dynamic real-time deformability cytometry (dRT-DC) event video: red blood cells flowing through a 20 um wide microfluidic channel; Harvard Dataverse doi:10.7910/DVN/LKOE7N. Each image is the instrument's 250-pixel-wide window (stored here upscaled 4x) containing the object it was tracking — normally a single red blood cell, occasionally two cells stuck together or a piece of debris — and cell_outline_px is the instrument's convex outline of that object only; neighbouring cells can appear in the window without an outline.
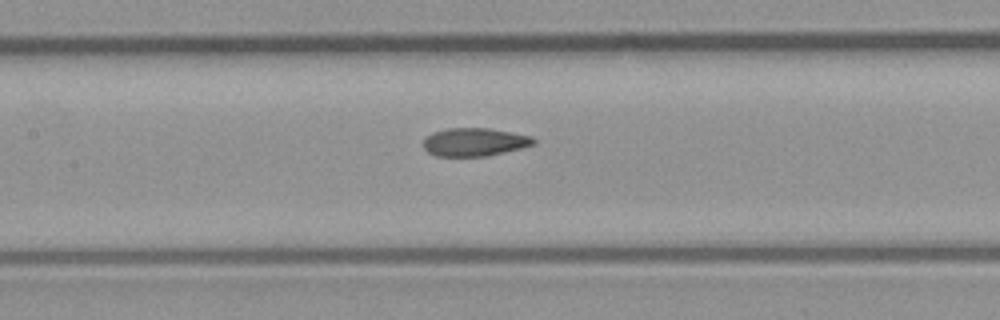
{"species": "common noctule bat (a hibernating species)", "species_latin": "Nyctalus noctula", "temperature_condition": "room temperature", "stored_images_in_passage": 9, "camera_frame_rate_fps": 3000, "um_per_image_px": 0.085, "animal": {"sex": "male", "body_mass_g": 23.1, "forearm_length_mm": 52.7}, "frame": {"image": 1, "passage_image": 8, "time_ms": 2.333, "image_size_px": [1000, 320], "cell_outline_px": [[536, 144], [488, 156], [436, 156], [428, 152], [424, 148], [424, 140], [432, 132], [448, 128], [488, 128], [532, 136], [536, 140]], "centroid_in_image_um": [40.34, 12.07], "position_along_channel_um": 167.1, "area_um2": 18.03}}